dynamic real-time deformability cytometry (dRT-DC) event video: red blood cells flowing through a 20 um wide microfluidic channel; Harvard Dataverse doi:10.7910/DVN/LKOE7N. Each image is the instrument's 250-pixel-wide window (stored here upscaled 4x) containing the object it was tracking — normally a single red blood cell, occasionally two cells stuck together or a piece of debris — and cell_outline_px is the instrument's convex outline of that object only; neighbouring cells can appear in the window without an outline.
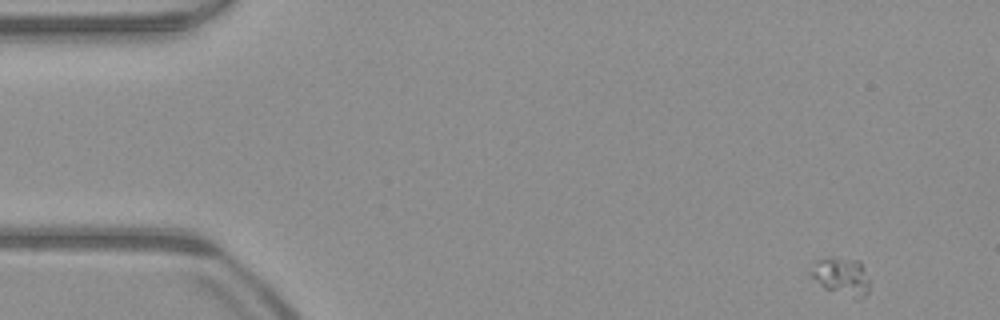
{"species": "common noctule bat (a hibernating species)", "species_latin": "Nyctalus noctula", "temperature_condition": "warm", "stored_images_in_passage": 51, "camera_frame_rate_fps": 3000, "um_per_image_px": 0.085, "animal": {"sex": "male", "body_mass_g": 23.1, "forearm_length_mm": 52.7}, "frame": {"image": 1, "passage_image": 1, "time_ms": 0.0, "image_size_px": [1000, 320], "cell_outline_px": [[868, 292], [864, 296], [856, 300], [824, 288], [808, 272], [816, 260], [828, 256], [832, 256], [860, 260], [864, 268], [868, 280]], "centroid_in_image_um": [71.51, 23.47], "position_along_channel_um": 13.5, "area_um2": 13.18}}
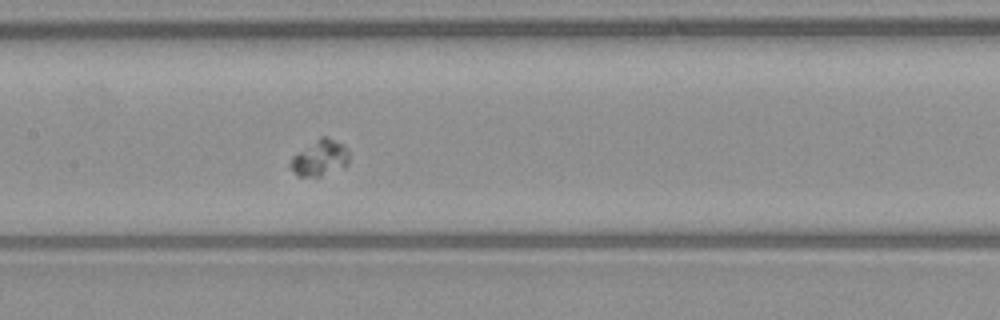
{"frame": {"image": 2, "passage_image": 23, "time_ms": 7.333, "image_size_px": [1000, 320], "cell_outline_px": [[348, 164], [344, 168], [320, 176], [296, 176], [288, 164], [292, 156], [296, 152], [320, 136], [328, 136], [344, 144], [348, 152]], "centroid_in_image_um": [27.17, 13.41], "position_along_channel_um": 180.2, "area_um2": 12.6}}
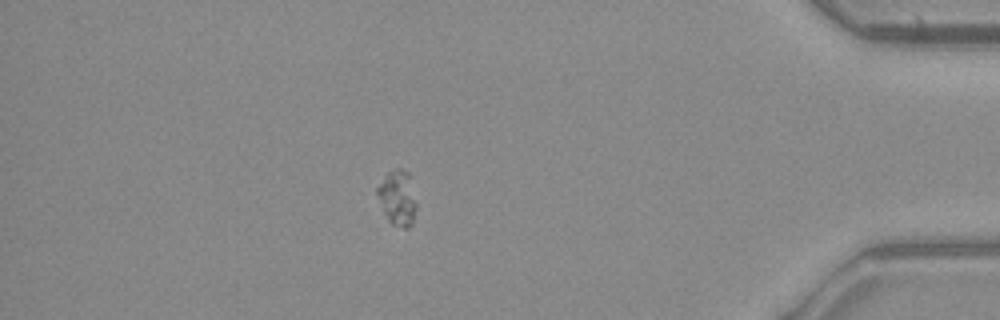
{"frame": {"image": 3, "passage_image": 44, "time_ms": 14.333, "image_size_px": [1000, 320], "cell_outline_px": [[416, 208], [412, 224], [408, 228], [404, 228], [392, 224], [388, 220], [384, 212], [376, 192], [376, 188], [388, 172], [396, 168], [400, 168], [408, 172], [412, 176], [416, 204]], "centroid_in_image_um": [33.82, 16.79], "position_along_channel_um": 401.4, "area_um2": 12.66}}